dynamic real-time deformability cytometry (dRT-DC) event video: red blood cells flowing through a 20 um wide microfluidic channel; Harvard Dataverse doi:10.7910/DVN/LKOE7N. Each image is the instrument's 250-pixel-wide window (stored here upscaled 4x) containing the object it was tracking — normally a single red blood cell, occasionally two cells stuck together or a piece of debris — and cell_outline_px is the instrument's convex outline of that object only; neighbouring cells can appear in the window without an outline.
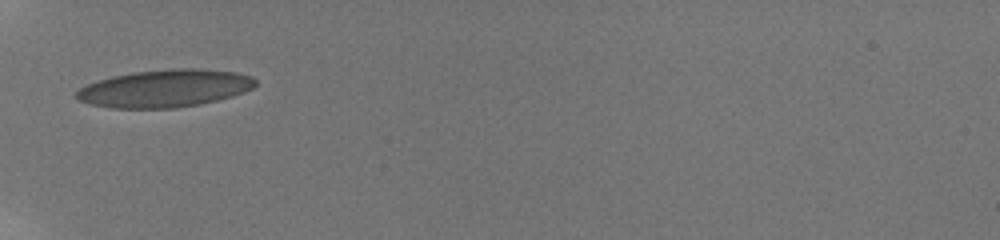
{"species": "human", "species_latin": "Homo sapiens", "temperature_condition": "room temperature", "stored_images_in_passage": 56, "camera_frame_rate_fps": 3000, "um_per_image_px": 0.085, "donor": {"sex": "male"}, "frame": {"image": 1, "passage_image": 1, "time_ms": 0.0, "image_size_px": [1000, 240], "cell_outline_px": [[256, 84], [252, 88], [244, 92], [232, 96], [200, 104], [176, 108], [112, 108], [92, 104], [80, 100], [72, 96], [80, 88], [88, 84], [112, 76], [132, 72], [172, 68], [200, 68], [236, 72], [252, 76], [256, 80]], "centroid_in_image_um": [14.03, 7.5], "position_along_channel_um": 71.0, "area_um2": 39.25}}
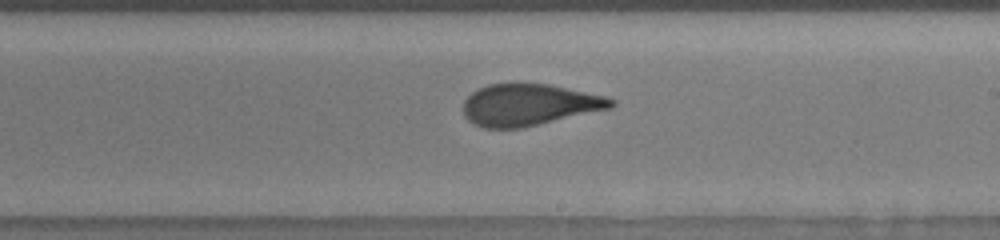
{"frame": {"image": 2, "passage_image": 24, "time_ms": 4.667, "image_size_px": [1000, 240], "cell_outline_px": [[616, 104], [612, 108], [520, 128], [484, 128], [472, 124], [464, 116], [464, 100], [476, 88], [488, 84], [512, 80], [548, 84], [608, 96], [616, 100]], "centroid_in_image_um": [44.96, 8.86], "position_along_channel_um": 244.0, "area_um2": 36.82}}
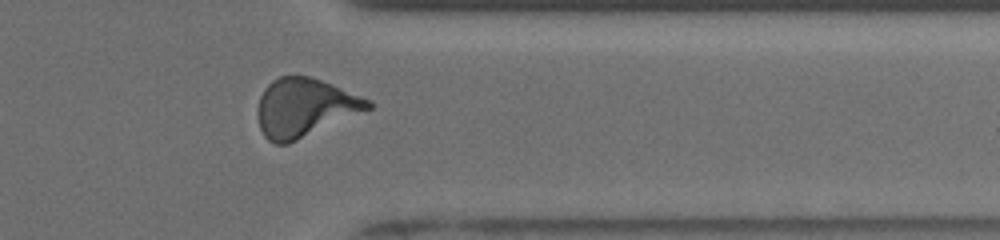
{"frame": {"image": 3, "passage_image": 42, "time_ms": 8.333, "image_size_px": [1000, 240], "cell_outline_px": [[372, 108], [288, 144], [276, 144], [268, 140], [264, 136], [260, 128], [256, 112], [260, 96], [264, 88], [272, 80], [280, 76], [312, 76], [372, 100]], "centroid_in_image_um": [25.88, 9.14], "position_along_channel_um": 385.5, "area_um2": 37.69}, "authors_computed_cell_mechanics": {"area_um2": 36.414, "velocity_mm_per_s": 3.8788, "shape_relaxation_time_tau1_ms": 6.5527, "shape_relaxation_time_tau2_ms": 0.8311, "deformation_change_tau1": 0.1983, "deformation_change_tau2": 0.0881}}